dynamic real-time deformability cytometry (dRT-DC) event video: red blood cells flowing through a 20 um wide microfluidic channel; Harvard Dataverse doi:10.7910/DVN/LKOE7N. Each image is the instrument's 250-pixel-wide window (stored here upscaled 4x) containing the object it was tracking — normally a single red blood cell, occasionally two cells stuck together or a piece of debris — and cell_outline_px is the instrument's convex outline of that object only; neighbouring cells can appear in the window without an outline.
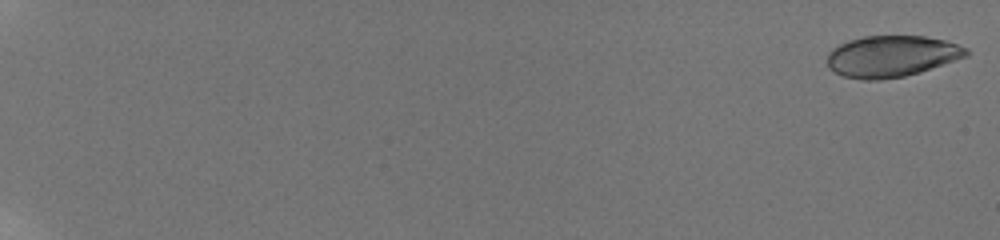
{"species": "human", "species_latin": "Homo sapiens", "temperature_condition": "room temperature", "stored_images_in_passage": 59, "camera_frame_rate_fps": 3000, "um_per_image_px": 0.085, "donor": {"sex": "male"}, "frame": {"image": 1, "passage_image": 1, "time_ms": 0.0, "image_size_px": [1000, 240], "cell_outline_px": [[968, 56], [956, 60], [904, 76], [880, 80], [860, 80], [844, 76], [828, 68], [828, 52], [832, 48], [848, 40], [864, 36], [924, 36], [944, 40], [968, 48]], "centroid_in_image_um": [75.76, 4.78], "position_along_channel_um": 9.2, "area_um2": 33.35}}
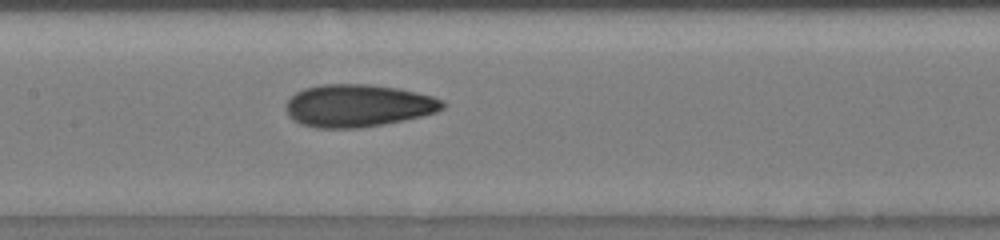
{"frame": {"image": 2, "passage_image": 34, "time_ms": 11.0, "image_size_px": [1000, 240], "cell_outline_px": [[448, 104], [444, 108], [436, 112], [404, 120], [384, 124], [360, 128], [316, 128], [300, 124], [292, 120], [288, 116], [284, 108], [288, 100], [296, 92], [304, 88], [324, 84], [372, 84], [396, 88], [416, 92], [432, 96], [444, 100]], "centroid_in_image_um": [30.42, 8.98], "position_along_channel_um": 177.0, "area_um2": 39.13}}
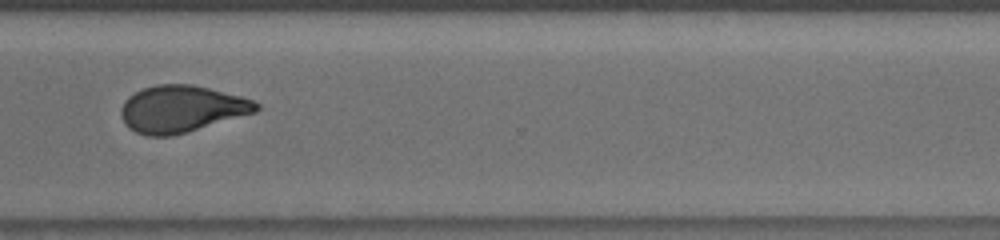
{"frame": {"image": 3, "passage_image": 48, "time_ms": 15.667, "image_size_px": [1000, 240], "cell_outline_px": [[260, 108], [256, 112], [172, 136], [148, 136], [136, 132], [128, 128], [124, 124], [120, 112], [120, 108], [124, 100], [128, 96], [144, 88], [156, 84], [192, 84], [256, 100], [260, 104]], "centroid_in_image_um": [15.41, 9.25], "position_along_channel_um": 355.2, "area_um2": 36.93}, "authors_computed_cell_mechanics": {"area_um2": 36.4718, "velocity_mm_per_s": 3.824, "shape_relaxation_time_tau1_ms": null, "shape_relaxation_time_tau2_ms": 2.0836, "deformation_change_tau1": null, "deformation_change_tau2": 0.0724}}